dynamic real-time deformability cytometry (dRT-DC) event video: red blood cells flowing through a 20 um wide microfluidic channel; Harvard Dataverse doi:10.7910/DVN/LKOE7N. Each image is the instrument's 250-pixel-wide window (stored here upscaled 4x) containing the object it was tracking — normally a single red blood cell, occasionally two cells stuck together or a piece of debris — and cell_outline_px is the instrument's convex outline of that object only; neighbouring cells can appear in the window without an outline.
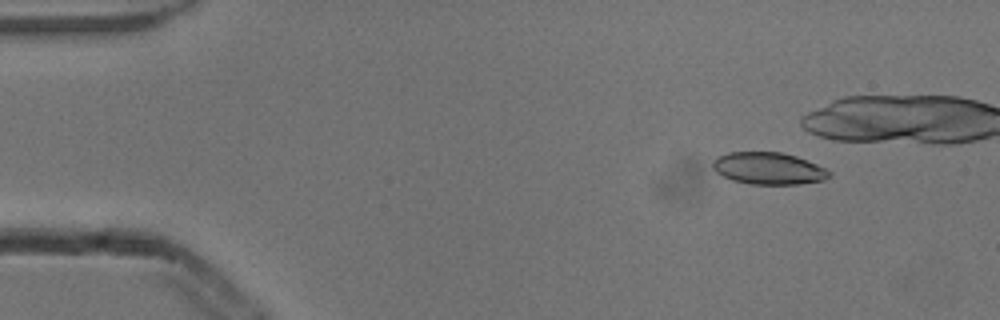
{"species": "common noctule bat (a hibernating species)", "species_latin": "Nyctalus noctula", "temperature_condition": "cold", "stored_images_in_passage": 6, "camera_frame_rate_fps": 3000, "um_per_image_px": 0.085, "animal": {"sex": "male", "body_mass_g": 13.3}, "frame": {"image": 1, "passage_image": 2, "time_ms": 0.333, "image_size_px": [1000, 320], "cell_outline_px": [[832, 176], [824, 180], [800, 184], [752, 184], [732, 180], [716, 172], [712, 168], [712, 160], [716, 156], [728, 152], [780, 152], [796, 156], [816, 164], [832, 172]], "centroid_in_image_um": [65.31, 14.31], "position_along_channel_um": 19.7, "area_um2": 21.85}}